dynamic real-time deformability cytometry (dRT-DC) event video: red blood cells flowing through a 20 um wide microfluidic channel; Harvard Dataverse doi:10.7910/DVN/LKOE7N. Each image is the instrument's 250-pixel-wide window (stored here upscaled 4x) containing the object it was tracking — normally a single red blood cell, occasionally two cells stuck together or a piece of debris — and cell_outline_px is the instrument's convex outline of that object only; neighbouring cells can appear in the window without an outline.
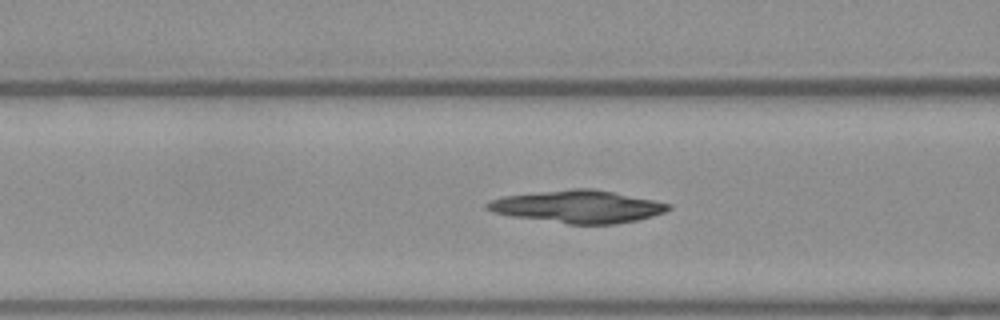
{"species": "Egyptian fruit bat (a non-hibernating species)", "species_latin": "Rousettus aegyptiacus", "temperature_condition": "warm", "stored_images_in_passage": 54, "camera_frame_rate_fps": 3000, "um_per_image_px": 0.085, "frame": {"image": 1, "passage_image": 22, "time_ms": 7.0, "image_size_px": [1000, 320], "cell_outline_px": [[672, 208], [664, 212], [652, 216], [636, 220], [616, 224], [568, 224], [512, 216], [492, 212], [484, 208], [484, 204], [488, 200], [504, 196], [572, 188], [592, 188], [672, 204]], "centroid_in_image_um": [49.08, 17.56], "position_along_channel_um": 117.5, "area_um2": 34.22}}
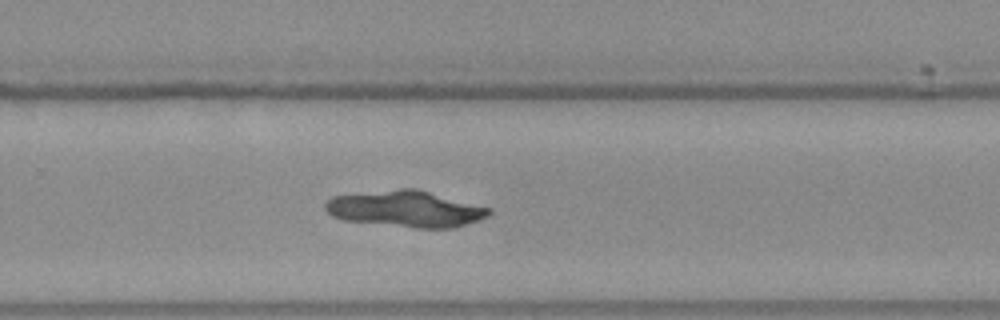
{"frame": {"image": 2, "passage_image": 36, "time_ms": 11.667, "image_size_px": [1000, 320], "cell_outline_px": [[492, 212], [488, 216], [480, 220], [452, 228], [416, 228], [344, 220], [332, 216], [324, 208], [324, 204], [332, 196], [400, 188], [416, 188], [492, 208]], "centroid_in_image_um": [34.51, 17.75], "position_along_channel_um": 295.3, "area_um2": 34.74}}
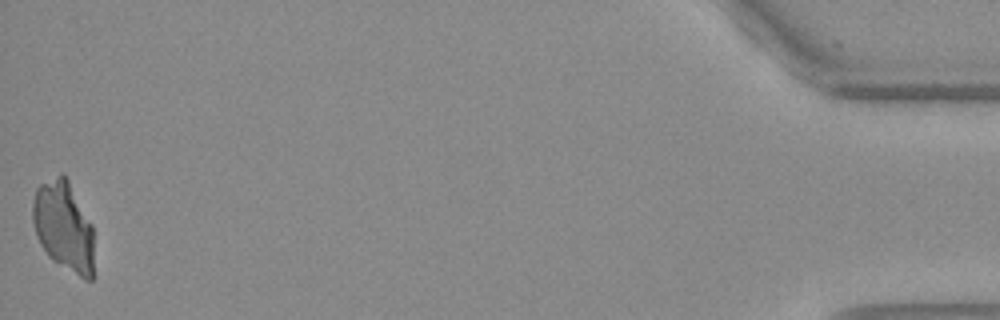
{"frame": {"image": 3, "passage_image": 54, "time_ms": 17.667, "image_size_px": [1000, 320], "cell_outline_px": [[96, 276], [92, 280], [84, 280], [52, 260], [48, 256], [40, 244], [36, 236], [32, 220], [32, 204], [36, 188], [40, 184], [60, 172], [64, 172], [92, 224]], "centroid_in_image_um": [5.44, 19.28], "position_along_channel_um": 429.8, "area_um2": 33.06}}